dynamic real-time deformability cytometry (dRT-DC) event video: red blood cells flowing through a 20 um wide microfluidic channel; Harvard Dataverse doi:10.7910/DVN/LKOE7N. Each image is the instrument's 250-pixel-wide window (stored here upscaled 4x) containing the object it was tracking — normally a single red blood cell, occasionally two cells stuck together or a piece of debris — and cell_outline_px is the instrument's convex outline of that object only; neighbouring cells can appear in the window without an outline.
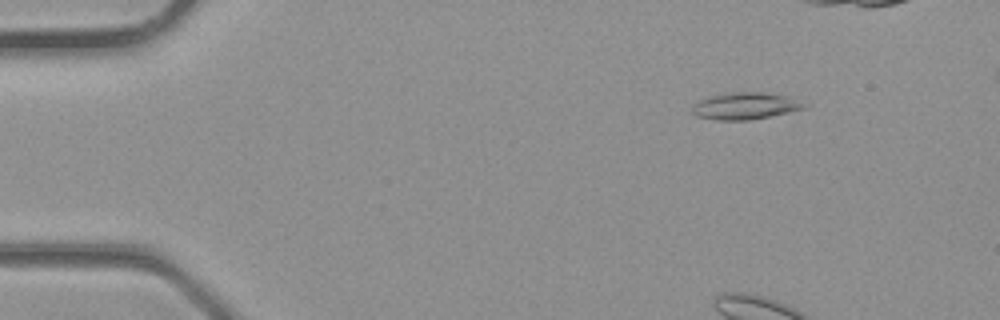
{"species": "common noctule bat (a hibernating species)", "species_latin": "Nyctalus noctula", "temperature_condition": "room temperature", "stored_images_in_passage": 4, "camera_frame_rate_fps": 3000, "um_per_image_px": 0.085, "animal": {"sex": "male", "body_mass_g": 23.1, "forearm_length_mm": 52.7}, "frame": {"image": 1, "passage_image": 2, "time_ms": 0.333, "image_size_px": [1000, 320], "cell_outline_px": [[808, 104], [804, 108], [788, 112], [748, 120], [716, 120], [696, 116], [692, 112], [692, 108], [700, 100], [708, 96], [724, 92], [764, 92], [788, 96]], "centroid_in_image_um": [63.33, 8.99], "position_along_channel_um": 21.7, "area_um2": 17.51}}